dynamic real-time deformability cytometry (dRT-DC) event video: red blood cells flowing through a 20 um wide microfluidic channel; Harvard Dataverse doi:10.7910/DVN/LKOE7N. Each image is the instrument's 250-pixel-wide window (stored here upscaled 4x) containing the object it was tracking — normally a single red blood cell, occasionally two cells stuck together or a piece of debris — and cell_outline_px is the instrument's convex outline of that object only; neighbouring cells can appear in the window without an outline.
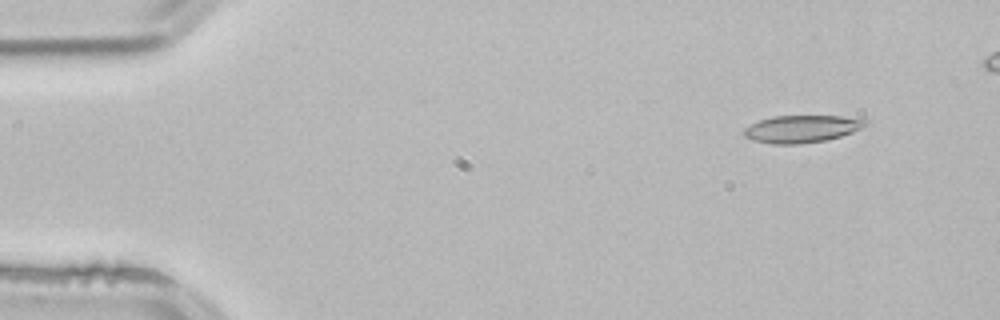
{"species": "common noctule bat (a hibernating species)", "species_latin": "Nyctalus noctula", "temperature_condition": "room temperature", "stored_images_in_passage": 3, "camera_frame_rate_fps": 3000, "um_per_image_px": 0.085, "animal": {"sex": "male", "body_mass_g": 21.5, "forearm_length_mm": 52.0}, "frame": {"image": 1, "passage_image": 1, "time_ms": 0.0, "image_size_px": [1000, 320], "cell_outline_px": [[868, 124], [852, 132], [840, 136], [824, 140], [800, 144], [772, 144], [752, 140], [744, 136], [740, 132], [744, 128], [760, 120], [772, 116], [840, 116], [868, 120]], "centroid_in_image_um": [68.09, 10.96], "position_along_channel_um": 16.9, "area_um2": 19.31}}